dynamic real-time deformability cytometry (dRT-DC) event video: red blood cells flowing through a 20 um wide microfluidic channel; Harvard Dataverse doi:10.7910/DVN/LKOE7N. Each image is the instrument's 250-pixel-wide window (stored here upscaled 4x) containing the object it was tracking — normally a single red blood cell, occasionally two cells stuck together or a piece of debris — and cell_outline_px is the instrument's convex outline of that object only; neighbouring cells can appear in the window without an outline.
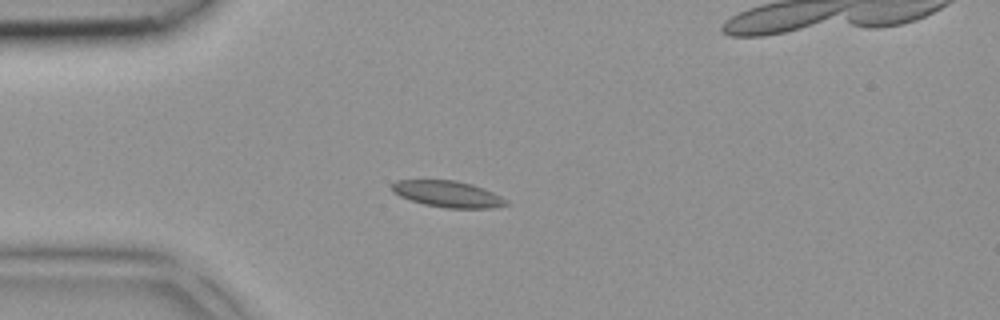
{"species": "common noctule bat (a hibernating species)", "species_latin": "Nyctalus noctula", "temperature_condition": "room temperature", "stored_images_in_passage": 2, "camera_frame_rate_fps": 3000, "um_per_image_px": 0.085, "animal": {"sex": "female", "body_mass_g": 18.4}, "frame": {"image": 1, "passage_image": 1, "time_ms": 0.0, "image_size_px": [1000, 320], "cell_outline_px": [[508, 204], [492, 208], [448, 208], [424, 204], [400, 196], [392, 192], [392, 184], [396, 180], [456, 180], [472, 184], [484, 188], [508, 200]], "centroid_in_image_um": [38.07, 16.48], "position_along_channel_um": 46.9, "area_um2": 17.46}}